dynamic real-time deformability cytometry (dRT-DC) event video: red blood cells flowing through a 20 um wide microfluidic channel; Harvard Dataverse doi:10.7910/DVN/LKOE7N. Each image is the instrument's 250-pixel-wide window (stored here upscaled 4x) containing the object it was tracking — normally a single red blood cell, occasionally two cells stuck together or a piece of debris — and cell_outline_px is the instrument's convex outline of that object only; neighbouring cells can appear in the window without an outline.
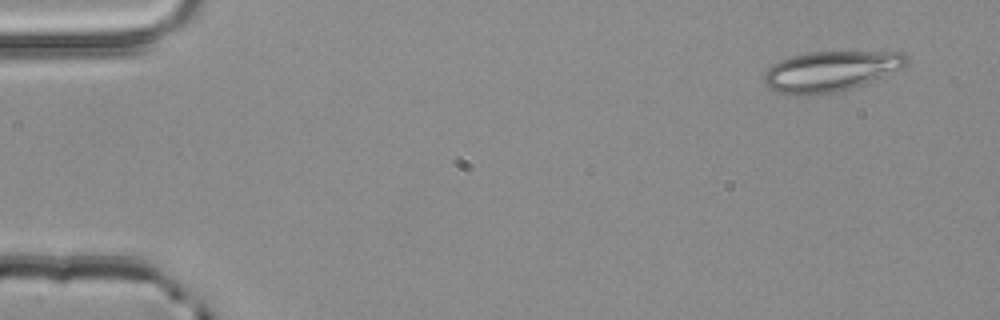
{"species": "common noctule bat (a hibernating species)", "species_latin": "Nyctalus noctula", "temperature_condition": "room temperature", "stored_images_in_passage": 3, "camera_frame_rate_fps": 3000, "um_per_image_px": 0.085, "animal": {"sex": "male", "body_mass_g": 20.4}, "frame": {"image": 1, "passage_image": 1, "time_ms": 0.0, "image_size_px": [1000, 320], "cell_outline_px": [[908, 64], [904, 68], [876, 80], [848, 88], [832, 92], [812, 96], [804, 96], [780, 92], [764, 84], [764, 72], [772, 64], [780, 60], [792, 56], [808, 52], [904, 52], [908, 56]], "centroid_in_image_um": [70.63, 6.05], "position_along_channel_um": 14.4, "area_um2": 33.47}}